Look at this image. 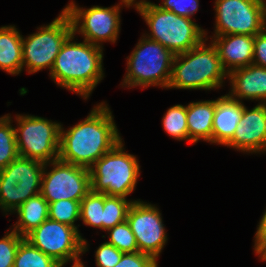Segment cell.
I'll use <instances>...</instances> for the list:
<instances>
[{
    "label": "cell",
    "instance_id": "cell-3",
    "mask_svg": "<svg viewBox=\"0 0 266 267\" xmlns=\"http://www.w3.org/2000/svg\"><path fill=\"white\" fill-rule=\"evenodd\" d=\"M206 38L195 48L174 56L167 88L210 90L222 86L228 73L222 66L219 53Z\"/></svg>",
    "mask_w": 266,
    "mask_h": 267
},
{
    "label": "cell",
    "instance_id": "cell-5",
    "mask_svg": "<svg viewBox=\"0 0 266 267\" xmlns=\"http://www.w3.org/2000/svg\"><path fill=\"white\" fill-rule=\"evenodd\" d=\"M123 147L121 140L89 168L91 191L124 198L133 192L140 166Z\"/></svg>",
    "mask_w": 266,
    "mask_h": 267
},
{
    "label": "cell",
    "instance_id": "cell-19",
    "mask_svg": "<svg viewBox=\"0 0 266 267\" xmlns=\"http://www.w3.org/2000/svg\"><path fill=\"white\" fill-rule=\"evenodd\" d=\"M216 100L192 102L187 106L188 137L196 143L200 139L213 143V117Z\"/></svg>",
    "mask_w": 266,
    "mask_h": 267
},
{
    "label": "cell",
    "instance_id": "cell-21",
    "mask_svg": "<svg viewBox=\"0 0 266 267\" xmlns=\"http://www.w3.org/2000/svg\"><path fill=\"white\" fill-rule=\"evenodd\" d=\"M48 209L49 203L41 194L29 198L15 210L19 220L13 230L25 237L49 218Z\"/></svg>",
    "mask_w": 266,
    "mask_h": 267
},
{
    "label": "cell",
    "instance_id": "cell-27",
    "mask_svg": "<svg viewBox=\"0 0 266 267\" xmlns=\"http://www.w3.org/2000/svg\"><path fill=\"white\" fill-rule=\"evenodd\" d=\"M49 218L60 223L75 226V221L80 219V202L74 200H60L49 204Z\"/></svg>",
    "mask_w": 266,
    "mask_h": 267
},
{
    "label": "cell",
    "instance_id": "cell-28",
    "mask_svg": "<svg viewBox=\"0 0 266 267\" xmlns=\"http://www.w3.org/2000/svg\"><path fill=\"white\" fill-rule=\"evenodd\" d=\"M109 231L108 244L115 246L123 253H135L138 252V246L136 243L135 235L131 231L130 225L127 220L123 223L117 224L114 227L107 230Z\"/></svg>",
    "mask_w": 266,
    "mask_h": 267
},
{
    "label": "cell",
    "instance_id": "cell-22",
    "mask_svg": "<svg viewBox=\"0 0 266 267\" xmlns=\"http://www.w3.org/2000/svg\"><path fill=\"white\" fill-rule=\"evenodd\" d=\"M14 267H62L53 258L23 238L15 255Z\"/></svg>",
    "mask_w": 266,
    "mask_h": 267
},
{
    "label": "cell",
    "instance_id": "cell-6",
    "mask_svg": "<svg viewBox=\"0 0 266 267\" xmlns=\"http://www.w3.org/2000/svg\"><path fill=\"white\" fill-rule=\"evenodd\" d=\"M131 55L127 57V74L123 85L127 87H168L174 54L160 43L144 35Z\"/></svg>",
    "mask_w": 266,
    "mask_h": 267
},
{
    "label": "cell",
    "instance_id": "cell-9",
    "mask_svg": "<svg viewBox=\"0 0 266 267\" xmlns=\"http://www.w3.org/2000/svg\"><path fill=\"white\" fill-rule=\"evenodd\" d=\"M15 129L20 157L50 163L59 159L61 125L33 115H16ZM19 133V134H18Z\"/></svg>",
    "mask_w": 266,
    "mask_h": 267
},
{
    "label": "cell",
    "instance_id": "cell-13",
    "mask_svg": "<svg viewBox=\"0 0 266 267\" xmlns=\"http://www.w3.org/2000/svg\"><path fill=\"white\" fill-rule=\"evenodd\" d=\"M46 165L42 176L40 194L50 204L60 200H81L91 191L90 170L86 167L53 160V169L46 172Z\"/></svg>",
    "mask_w": 266,
    "mask_h": 267
},
{
    "label": "cell",
    "instance_id": "cell-15",
    "mask_svg": "<svg viewBox=\"0 0 266 267\" xmlns=\"http://www.w3.org/2000/svg\"><path fill=\"white\" fill-rule=\"evenodd\" d=\"M225 146L249 153L266 151V103H259L251 110L243 104L238 127Z\"/></svg>",
    "mask_w": 266,
    "mask_h": 267
},
{
    "label": "cell",
    "instance_id": "cell-4",
    "mask_svg": "<svg viewBox=\"0 0 266 267\" xmlns=\"http://www.w3.org/2000/svg\"><path fill=\"white\" fill-rule=\"evenodd\" d=\"M135 8L150 28V35L145 37L160 43L174 55L195 48L206 38L205 30L192 19L161 9L150 1L136 2Z\"/></svg>",
    "mask_w": 266,
    "mask_h": 267
},
{
    "label": "cell",
    "instance_id": "cell-14",
    "mask_svg": "<svg viewBox=\"0 0 266 267\" xmlns=\"http://www.w3.org/2000/svg\"><path fill=\"white\" fill-rule=\"evenodd\" d=\"M126 220L135 235L138 251L151 255L156 260L167 242L159 209L135 200L128 210Z\"/></svg>",
    "mask_w": 266,
    "mask_h": 267
},
{
    "label": "cell",
    "instance_id": "cell-18",
    "mask_svg": "<svg viewBox=\"0 0 266 267\" xmlns=\"http://www.w3.org/2000/svg\"><path fill=\"white\" fill-rule=\"evenodd\" d=\"M243 113L241 101L234 100L228 95L216 100L213 117V143L226 145L234 136Z\"/></svg>",
    "mask_w": 266,
    "mask_h": 267
},
{
    "label": "cell",
    "instance_id": "cell-34",
    "mask_svg": "<svg viewBox=\"0 0 266 267\" xmlns=\"http://www.w3.org/2000/svg\"><path fill=\"white\" fill-rule=\"evenodd\" d=\"M266 247V211L259 222L256 234L254 250L258 255Z\"/></svg>",
    "mask_w": 266,
    "mask_h": 267
},
{
    "label": "cell",
    "instance_id": "cell-1",
    "mask_svg": "<svg viewBox=\"0 0 266 267\" xmlns=\"http://www.w3.org/2000/svg\"><path fill=\"white\" fill-rule=\"evenodd\" d=\"M60 128L59 159L90 168L122 139L107 104L100 103L87 118L67 131Z\"/></svg>",
    "mask_w": 266,
    "mask_h": 267
},
{
    "label": "cell",
    "instance_id": "cell-20",
    "mask_svg": "<svg viewBox=\"0 0 266 267\" xmlns=\"http://www.w3.org/2000/svg\"><path fill=\"white\" fill-rule=\"evenodd\" d=\"M0 69L12 75L23 69L22 35L15 26L0 27Z\"/></svg>",
    "mask_w": 266,
    "mask_h": 267
},
{
    "label": "cell",
    "instance_id": "cell-16",
    "mask_svg": "<svg viewBox=\"0 0 266 267\" xmlns=\"http://www.w3.org/2000/svg\"><path fill=\"white\" fill-rule=\"evenodd\" d=\"M212 43L217 48L222 66L228 74L253 63L254 36L242 34L214 36Z\"/></svg>",
    "mask_w": 266,
    "mask_h": 267
},
{
    "label": "cell",
    "instance_id": "cell-17",
    "mask_svg": "<svg viewBox=\"0 0 266 267\" xmlns=\"http://www.w3.org/2000/svg\"><path fill=\"white\" fill-rule=\"evenodd\" d=\"M232 90L230 98L261 100L266 103V68L254 64L235 69L228 74Z\"/></svg>",
    "mask_w": 266,
    "mask_h": 267
},
{
    "label": "cell",
    "instance_id": "cell-24",
    "mask_svg": "<svg viewBox=\"0 0 266 267\" xmlns=\"http://www.w3.org/2000/svg\"><path fill=\"white\" fill-rule=\"evenodd\" d=\"M104 193L90 191L80 202V219L85 225L103 230Z\"/></svg>",
    "mask_w": 266,
    "mask_h": 267
},
{
    "label": "cell",
    "instance_id": "cell-33",
    "mask_svg": "<svg viewBox=\"0 0 266 267\" xmlns=\"http://www.w3.org/2000/svg\"><path fill=\"white\" fill-rule=\"evenodd\" d=\"M256 66L266 68V27L254 36L253 63Z\"/></svg>",
    "mask_w": 266,
    "mask_h": 267
},
{
    "label": "cell",
    "instance_id": "cell-32",
    "mask_svg": "<svg viewBox=\"0 0 266 267\" xmlns=\"http://www.w3.org/2000/svg\"><path fill=\"white\" fill-rule=\"evenodd\" d=\"M114 267H158L157 261L142 252L123 253L120 261Z\"/></svg>",
    "mask_w": 266,
    "mask_h": 267
},
{
    "label": "cell",
    "instance_id": "cell-7",
    "mask_svg": "<svg viewBox=\"0 0 266 267\" xmlns=\"http://www.w3.org/2000/svg\"><path fill=\"white\" fill-rule=\"evenodd\" d=\"M45 163L17 157L0 170V208L14 212L29 198L40 194Z\"/></svg>",
    "mask_w": 266,
    "mask_h": 267
},
{
    "label": "cell",
    "instance_id": "cell-36",
    "mask_svg": "<svg viewBox=\"0 0 266 267\" xmlns=\"http://www.w3.org/2000/svg\"><path fill=\"white\" fill-rule=\"evenodd\" d=\"M261 260L266 261V247L258 254Z\"/></svg>",
    "mask_w": 266,
    "mask_h": 267
},
{
    "label": "cell",
    "instance_id": "cell-35",
    "mask_svg": "<svg viewBox=\"0 0 266 267\" xmlns=\"http://www.w3.org/2000/svg\"><path fill=\"white\" fill-rule=\"evenodd\" d=\"M122 2V4L124 3V6H127V8L128 7H130V6H132V5H134L135 6V0H121Z\"/></svg>",
    "mask_w": 266,
    "mask_h": 267
},
{
    "label": "cell",
    "instance_id": "cell-25",
    "mask_svg": "<svg viewBox=\"0 0 266 267\" xmlns=\"http://www.w3.org/2000/svg\"><path fill=\"white\" fill-rule=\"evenodd\" d=\"M133 202L126 200L124 197L104 194L103 230L107 231L115 225L125 222L128 210Z\"/></svg>",
    "mask_w": 266,
    "mask_h": 267
},
{
    "label": "cell",
    "instance_id": "cell-12",
    "mask_svg": "<svg viewBox=\"0 0 266 267\" xmlns=\"http://www.w3.org/2000/svg\"><path fill=\"white\" fill-rule=\"evenodd\" d=\"M93 6L88 9L79 8L70 2L63 11L69 16L72 23V32L81 33L84 40L91 44L102 46L101 42L115 43L120 29V7ZM82 22V24H81Z\"/></svg>",
    "mask_w": 266,
    "mask_h": 267
},
{
    "label": "cell",
    "instance_id": "cell-23",
    "mask_svg": "<svg viewBox=\"0 0 266 267\" xmlns=\"http://www.w3.org/2000/svg\"><path fill=\"white\" fill-rule=\"evenodd\" d=\"M8 115L0 117V170L19 157L15 129Z\"/></svg>",
    "mask_w": 266,
    "mask_h": 267
},
{
    "label": "cell",
    "instance_id": "cell-10",
    "mask_svg": "<svg viewBox=\"0 0 266 267\" xmlns=\"http://www.w3.org/2000/svg\"><path fill=\"white\" fill-rule=\"evenodd\" d=\"M38 29L26 39L22 37L23 67L28 73L44 68L51 71L62 44L73 34L71 20L63 10L49 25Z\"/></svg>",
    "mask_w": 266,
    "mask_h": 267
},
{
    "label": "cell",
    "instance_id": "cell-11",
    "mask_svg": "<svg viewBox=\"0 0 266 267\" xmlns=\"http://www.w3.org/2000/svg\"><path fill=\"white\" fill-rule=\"evenodd\" d=\"M215 35L255 36L266 27L264 0H216Z\"/></svg>",
    "mask_w": 266,
    "mask_h": 267
},
{
    "label": "cell",
    "instance_id": "cell-30",
    "mask_svg": "<svg viewBox=\"0 0 266 267\" xmlns=\"http://www.w3.org/2000/svg\"><path fill=\"white\" fill-rule=\"evenodd\" d=\"M95 252L97 267H114L123 255V252L107 242L101 244Z\"/></svg>",
    "mask_w": 266,
    "mask_h": 267
},
{
    "label": "cell",
    "instance_id": "cell-26",
    "mask_svg": "<svg viewBox=\"0 0 266 267\" xmlns=\"http://www.w3.org/2000/svg\"><path fill=\"white\" fill-rule=\"evenodd\" d=\"M187 106L180 104L170 107L163 116L164 130L177 140H186L193 143L188 137Z\"/></svg>",
    "mask_w": 266,
    "mask_h": 267
},
{
    "label": "cell",
    "instance_id": "cell-2",
    "mask_svg": "<svg viewBox=\"0 0 266 267\" xmlns=\"http://www.w3.org/2000/svg\"><path fill=\"white\" fill-rule=\"evenodd\" d=\"M74 36L70 35L62 44L50 75L61 87L87 99L104 77L103 46L85 40L82 43L71 42Z\"/></svg>",
    "mask_w": 266,
    "mask_h": 267
},
{
    "label": "cell",
    "instance_id": "cell-8",
    "mask_svg": "<svg viewBox=\"0 0 266 267\" xmlns=\"http://www.w3.org/2000/svg\"><path fill=\"white\" fill-rule=\"evenodd\" d=\"M44 254L53 258L62 267L70 260L72 267H80V255L87 249V241L82 238L76 227L48 218L25 237Z\"/></svg>",
    "mask_w": 266,
    "mask_h": 267
},
{
    "label": "cell",
    "instance_id": "cell-31",
    "mask_svg": "<svg viewBox=\"0 0 266 267\" xmlns=\"http://www.w3.org/2000/svg\"><path fill=\"white\" fill-rule=\"evenodd\" d=\"M199 0H164L158 5L161 9L172 11L173 13L191 19L198 10Z\"/></svg>",
    "mask_w": 266,
    "mask_h": 267
},
{
    "label": "cell",
    "instance_id": "cell-29",
    "mask_svg": "<svg viewBox=\"0 0 266 267\" xmlns=\"http://www.w3.org/2000/svg\"><path fill=\"white\" fill-rule=\"evenodd\" d=\"M0 239V267H14L15 255L24 238L12 230Z\"/></svg>",
    "mask_w": 266,
    "mask_h": 267
}]
</instances>
